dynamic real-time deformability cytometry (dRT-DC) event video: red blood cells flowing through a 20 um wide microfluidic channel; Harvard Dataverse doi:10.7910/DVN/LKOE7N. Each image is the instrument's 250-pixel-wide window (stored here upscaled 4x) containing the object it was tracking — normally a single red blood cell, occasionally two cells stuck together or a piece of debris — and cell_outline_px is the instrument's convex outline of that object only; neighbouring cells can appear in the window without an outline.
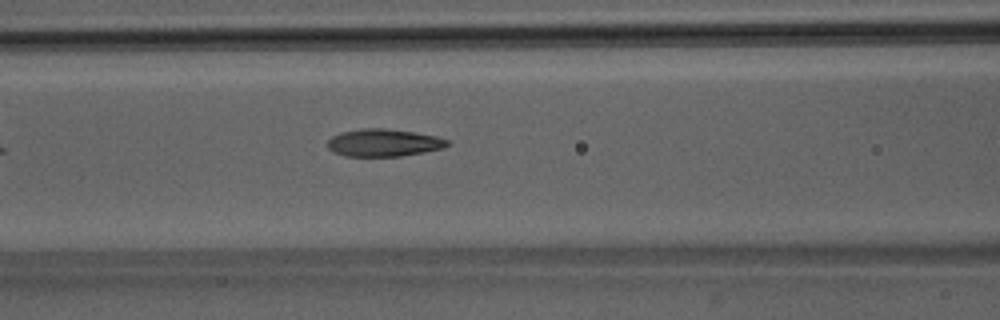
{"species": "Egyptian fruit bat (a non-hibernating species)", "species_latin": "Rousettus aegyptiacus", "temperature_condition": "room temperature", "stored_images_in_passage": 5, "camera_frame_rate_fps": 3000, "um_per_image_px": 0.085, "animal": {"sex": "male"}, "frame": {"image": 1, "passage_image": 5, "time_ms": 5.0, "image_size_px": [1000, 320], "cell_outline_px": [[452, 144], [444, 148], [424, 152], [400, 156], [348, 156], [332, 152], [328, 148], [328, 140], [332, 136], [340, 132], [364, 128], [384, 128], [412, 132], [436, 136], [448, 140]], "centroid_in_image_um": [32.62, 12.13], "position_along_channel_um": 134.0, "area_um2": 19.19}}